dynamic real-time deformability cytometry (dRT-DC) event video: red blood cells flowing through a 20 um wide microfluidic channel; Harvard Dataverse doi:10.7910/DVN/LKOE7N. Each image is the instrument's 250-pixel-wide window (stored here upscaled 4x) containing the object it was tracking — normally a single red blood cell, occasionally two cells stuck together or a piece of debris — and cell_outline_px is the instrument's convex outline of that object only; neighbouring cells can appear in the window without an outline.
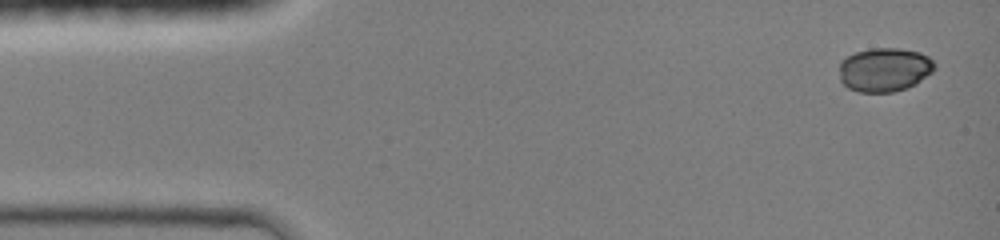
{"species": "common noctule bat (a hibernating species)", "species_latin": "Nyctalus noctula", "temperature_condition": "room temperature", "stored_images_in_passage": 32, "camera_frame_rate_fps": 3000, "um_per_image_px": 0.085, "animal": {"sex": "female", "body_mass_g": 19.0, "forearm_length_mm": 51.5}, "frame": {"image": 1, "passage_image": 1, "time_ms": 0.0, "image_size_px": [1000, 240], "cell_outline_px": [[936, 68], [932, 72], [916, 84], [908, 88], [892, 92], [860, 92], [848, 88], [840, 80], [840, 60], [856, 52], [872, 48], [900, 48], [920, 52], [928, 56], [936, 64]], "centroid_in_image_um": [75.2, 5.92], "position_along_channel_um": 9.8, "area_um2": 24.57}}
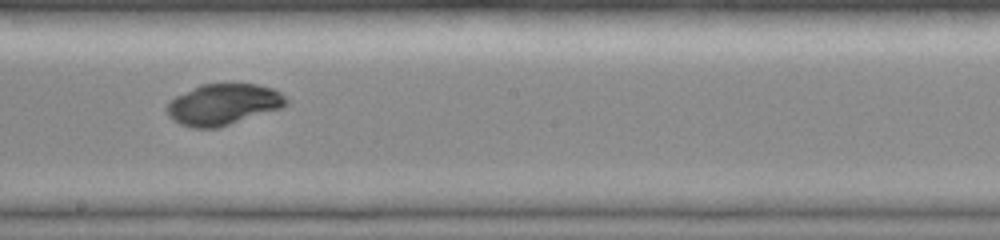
{"frame": {"image": 2, "passage_image": 18, "time_ms": 7.667, "image_size_px": [1000, 240], "cell_outline_px": [[288, 104], [280, 108], [216, 128], [192, 128], [180, 124], [172, 120], [168, 116], [164, 108], [176, 96], [200, 84], [256, 84], [272, 88], [280, 92], [288, 100]], "centroid_in_image_um": [18.94, 8.87], "position_along_channel_um": 229.3, "area_um2": 28.38}}
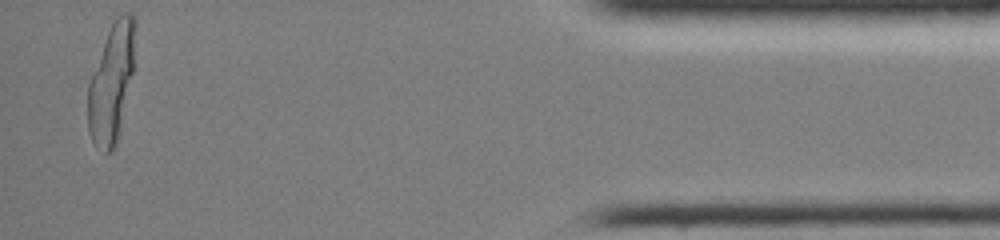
{"frame": {"image": 3, "passage_image": 32, "time_ms": 13.667, "image_size_px": [1000, 240], "cell_outline_px": [[136, 28], [132, 72], [120, 132], [116, 144], [112, 152], [104, 152], [92, 140], [88, 132], [88, 84], [92, 72], [104, 40], [116, 16], [120, 12], [132, 12], [136, 20]], "centroid_in_image_um": [9.48, 7.01], "position_along_channel_um": 425.7, "area_um2": 32.48}, "authors_computed_cell_mechanics": {"area_um2": 29.1023, "velocity_mm_per_s": 4.2764, "shape_relaxation_time_tau1_ms": 6.6808, "shape_relaxation_time_tau2_ms": null, "deformation_change_tau1": 0.0599, "deformation_change_tau2": null}}